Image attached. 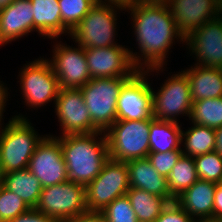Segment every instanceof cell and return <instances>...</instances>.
<instances>
[{
  "label": "cell",
  "instance_id": "cell-22",
  "mask_svg": "<svg viewBox=\"0 0 222 222\" xmlns=\"http://www.w3.org/2000/svg\"><path fill=\"white\" fill-rule=\"evenodd\" d=\"M182 71L187 76L193 102L222 97V68L194 64Z\"/></svg>",
  "mask_w": 222,
  "mask_h": 222
},
{
  "label": "cell",
  "instance_id": "cell-37",
  "mask_svg": "<svg viewBox=\"0 0 222 222\" xmlns=\"http://www.w3.org/2000/svg\"><path fill=\"white\" fill-rule=\"evenodd\" d=\"M68 222H107V220L101 212H86Z\"/></svg>",
  "mask_w": 222,
  "mask_h": 222
},
{
  "label": "cell",
  "instance_id": "cell-17",
  "mask_svg": "<svg viewBox=\"0 0 222 222\" xmlns=\"http://www.w3.org/2000/svg\"><path fill=\"white\" fill-rule=\"evenodd\" d=\"M164 2L184 38L221 14L218 0H164Z\"/></svg>",
  "mask_w": 222,
  "mask_h": 222
},
{
  "label": "cell",
  "instance_id": "cell-19",
  "mask_svg": "<svg viewBox=\"0 0 222 222\" xmlns=\"http://www.w3.org/2000/svg\"><path fill=\"white\" fill-rule=\"evenodd\" d=\"M126 164L129 171V187L160 196L168 203L175 201L168 189L167 178L155 170L147 157L129 160Z\"/></svg>",
  "mask_w": 222,
  "mask_h": 222
},
{
  "label": "cell",
  "instance_id": "cell-26",
  "mask_svg": "<svg viewBox=\"0 0 222 222\" xmlns=\"http://www.w3.org/2000/svg\"><path fill=\"white\" fill-rule=\"evenodd\" d=\"M137 220L154 222L169 204L164 198L139 188L130 187L126 193Z\"/></svg>",
  "mask_w": 222,
  "mask_h": 222
},
{
  "label": "cell",
  "instance_id": "cell-30",
  "mask_svg": "<svg viewBox=\"0 0 222 222\" xmlns=\"http://www.w3.org/2000/svg\"><path fill=\"white\" fill-rule=\"evenodd\" d=\"M199 179L219 184L222 179V156L215 151L194 157Z\"/></svg>",
  "mask_w": 222,
  "mask_h": 222
},
{
  "label": "cell",
  "instance_id": "cell-4",
  "mask_svg": "<svg viewBox=\"0 0 222 222\" xmlns=\"http://www.w3.org/2000/svg\"><path fill=\"white\" fill-rule=\"evenodd\" d=\"M121 11L125 7L97 2L70 32L69 38L85 49L119 45L117 21Z\"/></svg>",
  "mask_w": 222,
  "mask_h": 222
},
{
  "label": "cell",
  "instance_id": "cell-45",
  "mask_svg": "<svg viewBox=\"0 0 222 222\" xmlns=\"http://www.w3.org/2000/svg\"><path fill=\"white\" fill-rule=\"evenodd\" d=\"M218 5H219L220 11L222 13V0H218Z\"/></svg>",
  "mask_w": 222,
  "mask_h": 222
},
{
  "label": "cell",
  "instance_id": "cell-33",
  "mask_svg": "<svg viewBox=\"0 0 222 222\" xmlns=\"http://www.w3.org/2000/svg\"><path fill=\"white\" fill-rule=\"evenodd\" d=\"M183 155L182 149H177L174 151H167L165 153H149L147 158L149 159L155 170L163 177H168L172 168L175 166L176 162Z\"/></svg>",
  "mask_w": 222,
  "mask_h": 222
},
{
  "label": "cell",
  "instance_id": "cell-42",
  "mask_svg": "<svg viewBox=\"0 0 222 222\" xmlns=\"http://www.w3.org/2000/svg\"><path fill=\"white\" fill-rule=\"evenodd\" d=\"M13 1L14 0H0V9L4 8L5 6H8Z\"/></svg>",
  "mask_w": 222,
  "mask_h": 222
},
{
  "label": "cell",
  "instance_id": "cell-20",
  "mask_svg": "<svg viewBox=\"0 0 222 222\" xmlns=\"http://www.w3.org/2000/svg\"><path fill=\"white\" fill-rule=\"evenodd\" d=\"M215 189V183L198 179L192 186L176 197L175 202L195 221L213 219Z\"/></svg>",
  "mask_w": 222,
  "mask_h": 222
},
{
  "label": "cell",
  "instance_id": "cell-36",
  "mask_svg": "<svg viewBox=\"0 0 222 222\" xmlns=\"http://www.w3.org/2000/svg\"><path fill=\"white\" fill-rule=\"evenodd\" d=\"M9 88L7 86L6 83H4V81L0 80V127L3 126L4 123V112L6 108L7 101H9L10 99V92L8 91ZM9 98V99H8ZM3 120V121H2Z\"/></svg>",
  "mask_w": 222,
  "mask_h": 222
},
{
  "label": "cell",
  "instance_id": "cell-12",
  "mask_svg": "<svg viewBox=\"0 0 222 222\" xmlns=\"http://www.w3.org/2000/svg\"><path fill=\"white\" fill-rule=\"evenodd\" d=\"M59 38H52L53 49L51 59L46 60L50 63L53 72L57 76L60 88H80L90 80L88 64L85 57V48L77 43L75 47L58 41ZM55 40V41H54Z\"/></svg>",
  "mask_w": 222,
  "mask_h": 222
},
{
  "label": "cell",
  "instance_id": "cell-24",
  "mask_svg": "<svg viewBox=\"0 0 222 222\" xmlns=\"http://www.w3.org/2000/svg\"><path fill=\"white\" fill-rule=\"evenodd\" d=\"M3 186L17 194L29 208L36 207L43 188L28 168L5 173Z\"/></svg>",
  "mask_w": 222,
  "mask_h": 222
},
{
  "label": "cell",
  "instance_id": "cell-5",
  "mask_svg": "<svg viewBox=\"0 0 222 222\" xmlns=\"http://www.w3.org/2000/svg\"><path fill=\"white\" fill-rule=\"evenodd\" d=\"M17 79L19 91L24 100V105L32 110L41 109L48 103L55 104L60 86L57 76L50 63L44 57L28 61L20 68ZM26 103V104H25Z\"/></svg>",
  "mask_w": 222,
  "mask_h": 222
},
{
  "label": "cell",
  "instance_id": "cell-7",
  "mask_svg": "<svg viewBox=\"0 0 222 222\" xmlns=\"http://www.w3.org/2000/svg\"><path fill=\"white\" fill-rule=\"evenodd\" d=\"M164 67H155L145 71L137 70L122 86L117 101V120L153 119L152 80L148 79L160 73ZM160 72V73H159ZM158 73V74H157Z\"/></svg>",
  "mask_w": 222,
  "mask_h": 222
},
{
  "label": "cell",
  "instance_id": "cell-28",
  "mask_svg": "<svg viewBox=\"0 0 222 222\" xmlns=\"http://www.w3.org/2000/svg\"><path fill=\"white\" fill-rule=\"evenodd\" d=\"M189 120L213 129L222 127V97L194 101Z\"/></svg>",
  "mask_w": 222,
  "mask_h": 222
},
{
  "label": "cell",
  "instance_id": "cell-40",
  "mask_svg": "<svg viewBox=\"0 0 222 222\" xmlns=\"http://www.w3.org/2000/svg\"><path fill=\"white\" fill-rule=\"evenodd\" d=\"M137 1L140 0H113V4H118L120 6L127 7L129 5L136 3Z\"/></svg>",
  "mask_w": 222,
  "mask_h": 222
},
{
  "label": "cell",
  "instance_id": "cell-10",
  "mask_svg": "<svg viewBox=\"0 0 222 222\" xmlns=\"http://www.w3.org/2000/svg\"><path fill=\"white\" fill-rule=\"evenodd\" d=\"M159 88L156 92L152 86L153 117L157 120L178 123L182 116L187 117L188 120L193 101L186 74L179 70L175 74L168 75Z\"/></svg>",
  "mask_w": 222,
  "mask_h": 222
},
{
  "label": "cell",
  "instance_id": "cell-25",
  "mask_svg": "<svg viewBox=\"0 0 222 222\" xmlns=\"http://www.w3.org/2000/svg\"><path fill=\"white\" fill-rule=\"evenodd\" d=\"M191 127L183 130L181 149L183 155L196 157L214 151L216 144L215 129L190 122Z\"/></svg>",
  "mask_w": 222,
  "mask_h": 222
},
{
  "label": "cell",
  "instance_id": "cell-32",
  "mask_svg": "<svg viewBox=\"0 0 222 222\" xmlns=\"http://www.w3.org/2000/svg\"><path fill=\"white\" fill-rule=\"evenodd\" d=\"M107 222H138L127 195L117 197L101 212Z\"/></svg>",
  "mask_w": 222,
  "mask_h": 222
},
{
  "label": "cell",
  "instance_id": "cell-27",
  "mask_svg": "<svg viewBox=\"0 0 222 222\" xmlns=\"http://www.w3.org/2000/svg\"><path fill=\"white\" fill-rule=\"evenodd\" d=\"M198 179L194 158L182 155L167 177L170 194L174 198L178 197Z\"/></svg>",
  "mask_w": 222,
  "mask_h": 222
},
{
  "label": "cell",
  "instance_id": "cell-23",
  "mask_svg": "<svg viewBox=\"0 0 222 222\" xmlns=\"http://www.w3.org/2000/svg\"><path fill=\"white\" fill-rule=\"evenodd\" d=\"M182 123L153 118L150 121V153L181 149Z\"/></svg>",
  "mask_w": 222,
  "mask_h": 222
},
{
  "label": "cell",
  "instance_id": "cell-2",
  "mask_svg": "<svg viewBox=\"0 0 222 222\" xmlns=\"http://www.w3.org/2000/svg\"><path fill=\"white\" fill-rule=\"evenodd\" d=\"M59 142L69 181L87 186L109 159L105 132L59 136Z\"/></svg>",
  "mask_w": 222,
  "mask_h": 222
},
{
  "label": "cell",
  "instance_id": "cell-11",
  "mask_svg": "<svg viewBox=\"0 0 222 222\" xmlns=\"http://www.w3.org/2000/svg\"><path fill=\"white\" fill-rule=\"evenodd\" d=\"M129 171L126 162L108 159L100 174L86 186L88 212L102 210L129 190Z\"/></svg>",
  "mask_w": 222,
  "mask_h": 222
},
{
  "label": "cell",
  "instance_id": "cell-44",
  "mask_svg": "<svg viewBox=\"0 0 222 222\" xmlns=\"http://www.w3.org/2000/svg\"><path fill=\"white\" fill-rule=\"evenodd\" d=\"M95 1L101 3H113V0H95Z\"/></svg>",
  "mask_w": 222,
  "mask_h": 222
},
{
  "label": "cell",
  "instance_id": "cell-41",
  "mask_svg": "<svg viewBox=\"0 0 222 222\" xmlns=\"http://www.w3.org/2000/svg\"><path fill=\"white\" fill-rule=\"evenodd\" d=\"M4 177H5V172L3 170L2 162L0 160V186L3 185Z\"/></svg>",
  "mask_w": 222,
  "mask_h": 222
},
{
  "label": "cell",
  "instance_id": "cell-38",
  "mask_svg": "<svg viewBox=\"0 0 222 222\" xmlns=\"http://www.w3.org/2000/svg\"><path fill=\"white\" fill-rule=\"evenodd\" d=\"M213 219H222V185L216 184L214 192Z\"/></svg>",
  "mask_w": 222,
  "mask_h": 222
},
{
  "label": "cell",
  "instance_id": "cell-31",
  "mask_svg": "<svg viewBox=\"0 0 222 222\" xmlns=\"http://www.w3.org/2000/svg\"><path fill=\"white\" fill-rule=\"evenodd\" d=\"M28 209L29 207L17 194L3 185L0 186V222H9Z\"/></svg>",
  "mask_w": 222,
  "mask_h": 222
},
{
  "label": "cell",
  "instance_id": "cell-43",
  "mask_svg": "<svg viewBox=\"0 0 222 222\" xmlns=\"http://www.w3.org/2000/svg\"><path fill=\"white\" fill-rule=\"evenodd\" d=\"M195 222H222L220 219H205V220H197Z\"/></svg>",
  "mask_w": 222,
  "mask_h": 222
},
{
  "label": "cell",
  "instance_id": "cell-15",
  "mask_svg": "<svg viewBox=\"0 0 222 222\" xmlns=\"http://www.w3.org/2000/svg\"><path fill=\"white\" fill-rule=\"evenodd\" d=\"M185 46L193 64L222 68V13L187 36Z\"/></svg>",
  "mask_w": 222,
  "mask_h": 222
},
{
  "label": "cell",
  "instance_id": "cell-18",
  "mask_svg": "<svg viewBox=\"0 0 222 222\" xmlns=\"http://www.w3.org/2000/svg\"><path fill=\"white\" fill-rule=\"evenodd\" d=\"M31 0H14L0 9V47L33 33Z\"/></svg>",
  "mask_w": 222,
  "mask_h": 222
},
{
  "label": "cell",
  "instance_id": "cell-8",
  "mask_svg": "<svg viewBox=\"0 0 222 222\" xmlns=\"http://www.w3.org/2000/svg\"><path fill=\"white\" fill-rule=\"evenodd\" d=\"M129 78H93L80 87L92 123L105 132L117 120V101Z\"/></svg>",
  "mask_w": 222,
  "mask_h": 222
},
{
  "label": "cell",
  "instance_id": "cell-13",
  "mask_svg": "<svg viewBox=\"0 0 222 222\" xmlns=\"http://www.w3.org/2000/svg\"><path fill=\"white\" fill-rule=\"evenodd\" d=\"M61 132L59 136L89 134L100 131L90 118L80 88H60L53 106Z\"/></svg>",
  "mask_w": 222,
  "mask_h": 222
},
{
  "label": "cell",
  "instance_id": "cell-21",
  "mask_svg": "<svg viewBox=\"0 0 222 222\" xmlns=\"http://www.w3.org/2000/svg\"><path fill=\"white\" fill-rule=\"evenodd\" d=\"M59 0H31L33 12V32L44 39L61 38L70 35V31L62 24Z\"/></svg>",
  "mask_w": 222,
  "mask_h": 222
},
{
  "label": "cell",
  "instance_id": "cell-3",
  "mask_svg": "<svg viewBox=\"0 0 222 222\" xmlns=\"http://www.w3.org/2000/svg\"><path fill=\"white\" fill-rule=\"evenodd\" d=\"M28 116L13 115L0 127V160L5 173L26 169L38 143L46 135H40Z\"/></svg>",
  "mask_w": 222,
  "mask_h": 222
},
{
  "label": "cell",
  "instance_id": "cell-16",
  "mask_svg": "<svg viewBox=\"0 0 222 222\" xmlns=\"http://www.w3.org/2000/svg\"><path fill=\"white\" fill-rule=\"evenodd\" d=\"M129 46L115 45L85 49L89 74L93 78H130L137 69L129 54Z\"/></svg>",
  "mask_w": 222,
  "mask_h": 222
},
{
  "label": "cell",
  "instance_id": "cell-39",
  "mask_svg": "<svg viewBox=\"0 0 222 222\" xmlns=\"http://www.w3.org/2000/svg\"><path fill=\"white\" fill-rule=\"evenodd\" d=\"M216 144L215 152H218L222 156V127L215 129Z\"/></svg>",
  "mask_w": 222,
  "mask_h": 222
},
{
  "label": "cell",
  "instance_id": "cell-9",
  "mask_svg": "<svg viewBox=\"0 0 222 222\" xmlns=\"http://www.w3.org/2000/svg\"><path fill=\"white\" fill-rule=\"evenodd\" d=\"M35 208L56 222H68L70 219L88 212L86 186L68 180L42 188Z\"/></svg>",
  "mask_w": 222,
  "mask_h": 222
},
{
  "label": "cell",
  "instance_id": "cell-35",
  "mask_svg": "<svg viewBox=\"0 0 222 222\" xmlns=\"http://www.w3.org/2000/svg\"><path fill=\"white\" fill-rule=\"evenodd\" d=\"M9 222H56L36 208H29Z\"/></svg>",
  "mask_w": 222,
  "mask_h": 222
},
{
  "label": "cell",
  "instance_id": "cell-29",
  "mask_svg": "<svg viewBox=\"0 0 222 222\" xmlns=\"http://www.w3.org/2000/svg\"><path fill=\"white\" fill-rule=\"evenodd\" d=\"M96 3L95 0H59L62 24L71 32Z\"/></svg>",
  "mask_w": 222,
  "mask_h": 222
},
{
  "label": "cell",
  "instance_id": "cell-14",
  "mask_svg": "<svg viewBox=\"0 0 222 222\" xmlns=\"http://www.w3.org/2000/svg\"><path fill=\"white\" fill-rule=\"evenodd\" d=\"M43 188L69 180L59 136L45 135L38 143L28 167Z\"/></svg>",
  "mask_w": 222,
  "mask_h": 222
},
{
  "label": "cell",
  "instance_id": "cell-34",
  "mask_svg": "<svg viewBox=\"0 0 222 222\" xmlns=\"http://www.w3.org/2000/svg\"><path fill=\"white\" fill-rule=\"evenodd\" d=\"M154 222H195L175 201L169 203Z\"/></svg>",
  "mask_w": 222,
  "mask_h": 222
},
{
  "label": "cell",
  "instance_id": "cell-6",
  "mask_svg": "<svg viewBox=\"0 0 222 222\" xmlns=\"http://www.w3.org/2000/svg\"><path fill=\"white\" fill-rule=\"evenodd\" d=\"M151 120H116L105 131L109 158L122 162L146 158L150 153Z\"/></svg>",
  "mask_w": 222,
  "mask_h": 222
},
{
  "label": "cell",
  "instance_id": "cell-1",
  "mask_svg": "<svg viewBox=\"0 0 222 222\" xmlns=\"http://www.w3.org/2000/svg\"><path fill=\"white\" fill-rule=\"evenodd\" d=\"M125 12L130 14L132 35L139 49V52H134L133 48H129L134 67L142 71L155 67L167 68V58L173 44L178 42L185 47V38L178 31L166 3L140 0L125 7Z\"/></svg>",
  "mask_w": 222,
  "mask_h": 222
}]
</instances>
